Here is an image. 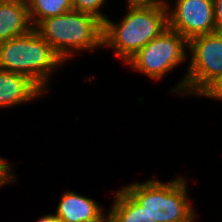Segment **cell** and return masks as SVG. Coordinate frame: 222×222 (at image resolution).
I'll return each instance as SVG.
<instances>
[{"label": "cell", "instance_id": "obj_18", "mask_svg": "<svg viewBox=\"0 0 222 222\" xmlns=\"http://www.w3.org/2000/svg\"><path fill=\"white\" fill-rule=\"evenodd\" d=\"M4 1H22V0H0V2H4Z\"/></svg>", "mask_w": 222, "mask_h": 222}, {"label": "cell", "instance_id": "obj_2", "mask_svg": "<svg viewBox=\"0 0 222 222\" xmlns=\"http://www.w3.org/2000/svg\"><path fill=\"white\" fill-rule=\"evenodd\" d=\"M34 29L64 63L76 52L103 47V23L87 13L72 10L41 20Z\"/></svg>", "mask_w": 222, "mask_h": 222}, {"label": "cell", "instance_id": "obj_1", "mask_svg": "<svg viewBox=\"0 0 222 222\" xmlns=\"http://www.w3.org/2000/svg\"><path fill=\"white\" fill-rule=\"evenodd\" d=\"M168 28L166 5H128L123 19L103 23L102 46L113 49L126 63L134 54Z\"/></svg>", "mask_w": 222, "mask_h": 222}, {"label": "cell", "instance_id": "obj_5", "mask_svg": "<svg viewBox=\"0 0 222 222\" xmlns=\"http://www.w3.org/2000/svg\"><path fill=\"white\" fill-rule=\"evenodd\" d=\"M188 69L181 82L171 90L181 95H199L222 74V33L199 35L189 40Z\"/></svg>", "mask_w": 222, "mask_h": 222}, {"label": "cell", "instance_id": "obj_12", "mask_svg": "<svg viewBox=\"0 0 222 222\" xmlns=\"http://www.w3.org/2000/svg\"><path fill=\"white\" fill-rule=\"evenodd\" d=\"M30 20L35 27L41 20L73 10L72 0H26Z\"/></svg>", "mask_w": 222, "mask_h": 222}, {"label": "cell", "instance_id": "obj_4", "mask_svg": "<svg viewBox=\"0 0 222 222\" xmlns=\"http://www.w3.org/2000/svg\"><path fill=\"white\" fill-rule=\"evenodd\" d=\"M186 178L160 182L155 177L123 188L147 211L154 222H196ZM189 197V198H188Z\"/></svg>", "mask_w": 222, "mask_h": 222}, {"label": "cell", "instance_id": "obj_8", "mask_svg": "<svg viewBox=\"0 0 222 222\" xmlns=\"http://www.w3.org/2000/svg\"><path fill=\"white\" fill-rule=\"evenodd\" d=\"M103 212L95 200L68 190L60 197L55 216L61 222H106Z\"/></svg>", "mask_w": 222, "mask_h": 222}, {"label": "cell", "instance_id": "obj_6", "mask_svg": "<svg viewBox=\"0 0 222 222\" xmlns=\"http://www.w3.org/2000/svg\"><path fill=\"white\" fill-rule=\"evenodd\" d=\"M186 47H189V41L168 27L134 54L126 64L150 79L159 80L187 60L189 55Z\"/></svg>", "mask_w": 222, "mask_h": 222}, {"label": "cell", "instance_id": "obj_17", "mask_svg": "<svg viewBox=\"0 0 222 222\" xmlns=\"http://www.w3.org/2000/svg\"><path fill=\"white\" fill-rule=\"evenodd\" d=\"M37 222H61L55 214H46L43 217H40Z\"/></svg>", "mask_w": 222, "mask_h": 222}, {"label": "cell", "instance_id": "obj_3", "mask_svg": "<svg viewBox=\"0 0 222 222\" xmlns=\"http://www.w3.org/2000/svg\"><path fill=\"white\" fill-rule=\"evenodd\" d=\"M63 63L34 28L24 35L0 42V70L26 75L46 93L51 73Z\"/></svg>", "mask_w": 222, "mask_h": 222}, {"label": "cell", "instance_id": "obj_10", "mask_svg": "<svg viewBox=\"0 0 222 222\" xmlns=\"http://www.w3.org/2000/svg\"><path fill=\"white\" fill-rule=\"evenodd\" d=\"M26 0L0 2V42L33 29Z\"/></svg>", "mask_w": 222, "mask_h": 222}, {"label": "cell", "instance_id": "obj_15", "mask_svg": "<svg viewBox=\"0 0 222 222\" xmlns=\"http://www.w3.org/2000/svg\"><path fill=\"white\" fill-rule=\"evenodd\" d=\"M216 32L222 33V0H213Z\"/></svg>", "mask_w": 222, "mask_h": 222}, {"label": "cell", "instance_id": "obj_13", "mask_svg": "<svg viewBox=\"0 0 222 222\" xmlns=\"http://www.w3.org/2000/svg\"><path fill=\"white\" fill-rule=\"evenodd\" d=\"M106 0H72L74 11L90 14L100 20L102 23L108 18L101 8L105 5Z\"/></svg>", "mask_w": 222, "mask_h": 222}, {"label": "cell", "instance_id": "obj_16", "mask_svg": "<svg viewBox=\"0 0 222 222\" xmlns=\"http://www.w3.org/2000/svg\"><path fill=\"white\" fill-rule=\"evenodd\" d=\"M128 5H167L168 1L165 0H126Z\"/></svg>", "mask_w": 222, "mask_h": 222}, {"label": "cell", "instance_id": "obj_14", "mask_svg": "<svg viewBox=\"0 0 222 222\" xmlns=\"http://www.w3.org/2000/svg\"><path fill=\"white\" fill-rule=\"evenodd\" d=\"M198 96L222 100V74L213 80Z\"/></svg>", "mask_w": 222, "mask_h": 222}, {"label": "cell", "instance_id": "obj_11", "mask_svg": "<svg viewBox=\"0 0 222 222\" xmlns=\"http://www.w3.org/2000/svg\"><path fill=\"white\" fill-rule=\"evenodd\" d=\"M106 222H154L147 211L123 188L114 193Z\"/></svg>", "mask_w": 222, "mask_h": 222}, {"label": "cell", "instance_id": "obj_7", "mask_svg": "<svg viewBox=\"0 0 222 222\" xmlns=\"http://www.w3.org/2000/svg\"><path fill=\"white\" fill-rule=\"evenodd\" d=\"M167 6L168 27L188 41L199 35L216 32L213 0H175Z\"/></svg>", "mask_w": 222, "mask_h": 222}, {"label": "cell", "instance_id": "obj_9", "mask_svg": "<svg viewBox=\"0 0 222 222\" xmlns=\"http://www.w3.org/2000/svg\"><path fill=\"white\" fill-rule=\"evenodd\" d=\"M46 92L26 75L0 70V109L42 97Z\"/></svg>", "mask_w": 222, "mask_h": 222}]
</instances>
